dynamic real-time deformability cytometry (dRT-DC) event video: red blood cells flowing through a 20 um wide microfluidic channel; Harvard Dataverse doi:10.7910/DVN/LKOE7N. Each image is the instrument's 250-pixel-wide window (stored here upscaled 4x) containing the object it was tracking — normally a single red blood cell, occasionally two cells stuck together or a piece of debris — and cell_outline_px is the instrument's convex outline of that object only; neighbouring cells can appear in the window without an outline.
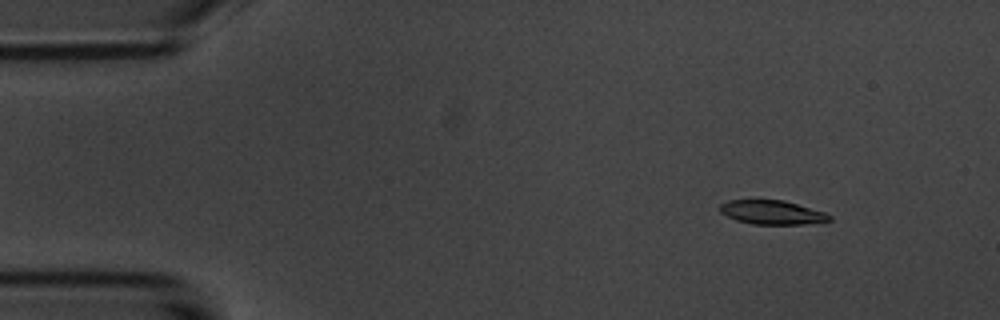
{"species": "common noctule bat (a hibernating species)", "species_latin": "Nyctalus noctula", "temperature_condition": "room temperature", "stored_images_in_passage": 4, "camera_frame_rate_fps": 3000, "um_per_image_px": 0.085, "animal": {"sex": "male", "body_mass_g": 20.1, "forearm_length_mm": 53.5}, "frame": {"image": 1, "passage_image": 2, "time_ms": 1.333, "image_size_px": [1000, 320], "cell_outline_px": [[832, 220], [804, 224], [752, 224], [736, 220], [720, 212], [720, 204], [728, 200], [784, 200], [824, 212], [832, 216]], "centroid_in_image_um": [65.62, 18.05], "position_along_channel_um": 19.4, "area_um2": 15.2}}
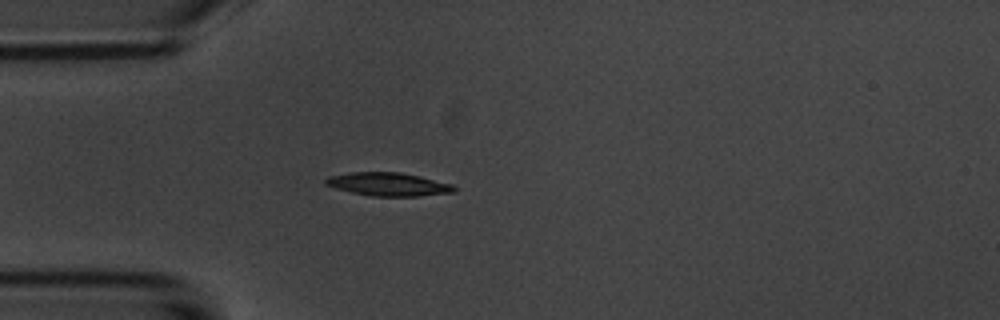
{"frame": {"image": 2, "passage_image": 4, "time_ms": 4.333, "image_size_px": [1000, 320], "cell_outline_px": [[456, 192], [416, 196], [372, 196], [352, 192], [336, 188], [324, 184], [324, 180], [328, 176], [352, 172], [400, 172], [420, 176], [452, 184], [456, 188]], "centroid_in_image_um": [33.01, 15.66], "position_along_channel_um": 52.0, "area_um2": 17.4}}